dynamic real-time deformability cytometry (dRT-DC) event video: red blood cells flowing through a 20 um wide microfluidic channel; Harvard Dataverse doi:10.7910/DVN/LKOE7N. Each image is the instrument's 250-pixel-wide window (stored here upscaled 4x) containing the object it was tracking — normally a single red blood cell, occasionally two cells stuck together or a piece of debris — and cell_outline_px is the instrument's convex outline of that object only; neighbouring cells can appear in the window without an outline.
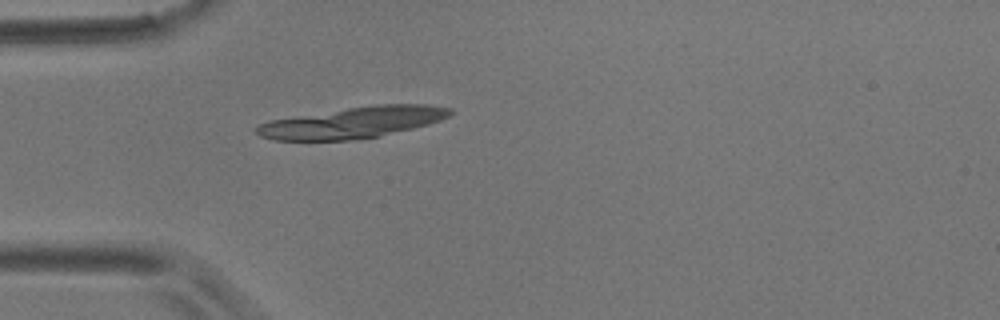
{"species": "common noctule bat (a hibernating species)", "species_latin": "Nyctalus noctula", "temperature_condition": "room temperature", "stored_images_in_passage": 1, "camera_frame_rate_fps": 3000, "um_per_image_px": 0.085, "animal": {"sex": "male", "body_mass_g": 17.9}, "frame": {"image": 1, "passage_image": 1, "time_ms": 0.0, "image_size_px": [1000, 320], "cell_outline_px": [[452, 112], [448, 116], [440, 120], [428, 124], [380, 136], [352, 140], [272, 140], [260, 136], [252, 132], [252, 128], [256, 124], [268, 120], [348, 108], [376, 104], [428, 104], [452, 108]], "centroid_in_image_um": [29.91, 10.41], "position_along_channel_um": 55.1, "area_um2": 35.32}}